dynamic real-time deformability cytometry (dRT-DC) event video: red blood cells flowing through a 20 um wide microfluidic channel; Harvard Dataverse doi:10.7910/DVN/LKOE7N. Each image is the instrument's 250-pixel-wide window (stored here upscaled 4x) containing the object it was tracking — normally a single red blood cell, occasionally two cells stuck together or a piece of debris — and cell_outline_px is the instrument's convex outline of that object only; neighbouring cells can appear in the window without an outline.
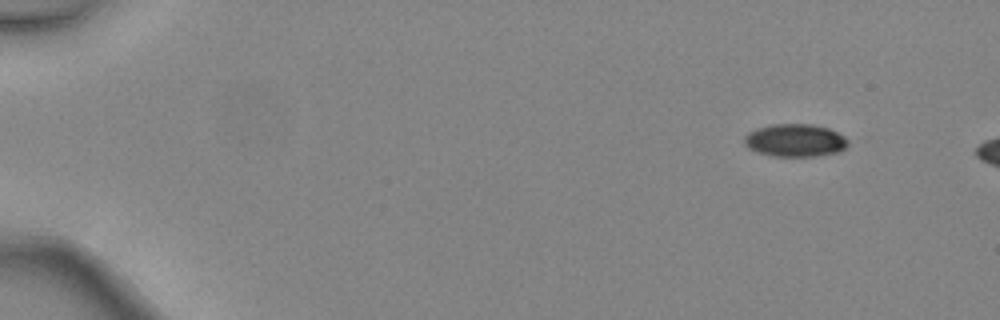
{"species": "common noctule bat (a hibernating species)", "species_latin": "Nyctalus noctula", "temperature_condition": "warm", "stored_images_in_passage": 6, "segment_of_instrument_passage": [2, 2], "camera_frame_rate_fps": 3000, "um_per_image_px": 0.085, "animal": {"sex": "female", "body_mass_g": 24.6, "forearm_length_mm": 56.2}, "frame": {"image": 1, "passage_image": 6, "time_ms": 1.667, "image_size_px": [1000, 320], "cell_outline_px": [[848, 144], [840, 152], [816, 156], [772, 156], [756, 152], [748, 148], [744, 144], [744, 136], [748, 132], [756, 128], [772, 124], [812, 124], [828, 128], [844, 136], [848, 140]], "centroid_in_image_um": [67.56, 11.93], "position_along_channel_um": 17.4, "area_um2": 19.94}}